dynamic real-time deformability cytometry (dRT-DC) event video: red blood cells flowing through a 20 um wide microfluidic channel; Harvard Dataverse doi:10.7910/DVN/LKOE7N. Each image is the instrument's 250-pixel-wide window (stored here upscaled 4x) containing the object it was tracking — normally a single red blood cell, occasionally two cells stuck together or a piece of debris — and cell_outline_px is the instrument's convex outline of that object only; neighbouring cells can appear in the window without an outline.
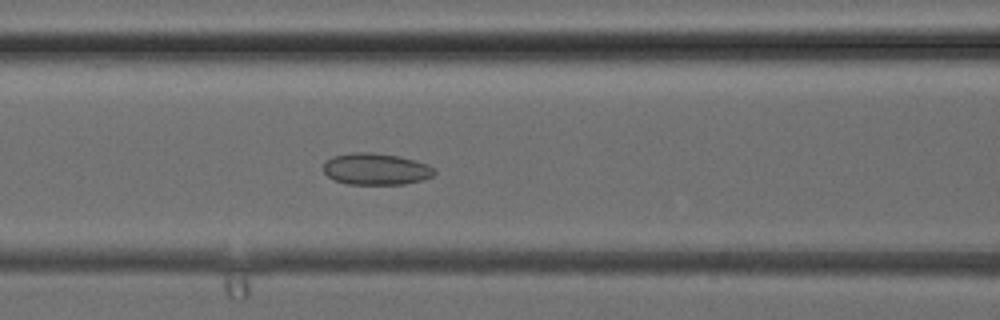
{"species": "common noctule bat (a hibernating species)", "species_latin": "Nyctalus noctula", "temperature_condition": "cold", "stored_images_in_passage": 36, "camera_frame_rate_fps": 3000, "um_per_image_px": 0.085, "animal": {"sex": "female", "body_mass_g": 24.6, "forearm_length_mm": 56.2}, "frame": {"image": 1, "passage_image": 14, "time_ms": 4.333, "image_size_px": [1000, 320], "cell_outline_px": [[436, 172], [432, 176], [420, 180], [404, 184], [348, 184], [336, 180], [328, 176], [324, 172], [324, 164], [332, 156], [352, 152], [368, 152], [400, 156], [428, 164], [436, 168]], "centroid_in_image_um": [31.98, 14.36], "position_along_channel_um": 134.6, "area_um2": 20.4}}
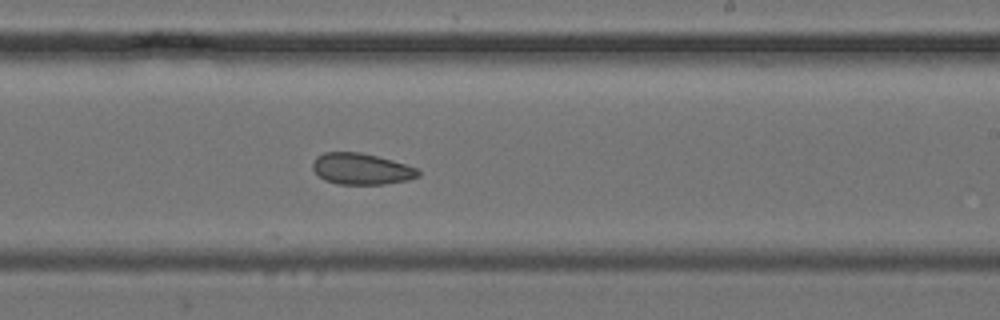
{"frame": {"image": 2, "passage_image": 21, "time_ms": 6.667, "image_size_px": [1000, 320], "cell_outline_px": [[420, 176], [408, 180], [384, 184], [336, 184], [324, 180], [312, 168], [312, 164], [316, 156], [324, 152], [360, 152], [392, 160], [416, 168], [420, 172]], "centroid_in_image_um": [30.7, 14.36], "position_along_channel_um": 258.3, "area_um2": 19.19}}
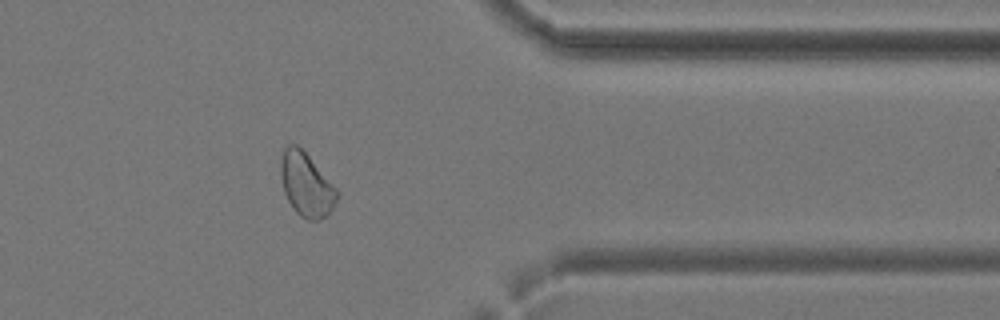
{"frame": {"image": 3, "passage_image": 29, "time_ms": 9.333, "image_size_px": [1000, 320], "cell_outline_px": [[340, 192], [328, 216], [316, 220], [308, 220], [300, 216], [296, 212], [288, 200], [284, 192], [280, 172], [280, 160], [284, 148], [288, 144], [296, 144], [308, 156]], "centroid_in_image_um": [26.03, 15.7], "position_along_channel_um": 385.4, "area_um2": 20.69}}